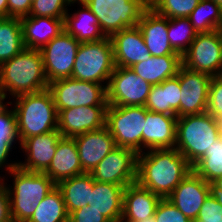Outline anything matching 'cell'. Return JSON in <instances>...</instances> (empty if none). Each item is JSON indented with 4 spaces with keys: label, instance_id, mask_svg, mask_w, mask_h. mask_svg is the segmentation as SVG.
Returning a JSON list of instances; mask_svg holds the SVG:
<instances>
[{
    "label": "cell",
    "instance_id": "47",
    "mask_svg": "<svg viewBox=\"0 0 222 222\" xmlns=\"http://www.w3.org/2000/svg\"><path fill=\"white\" fill-rule=\"evenodd\" d=\"M212 184L218 189L222 190V176L217 178L215 181L212 182Z\"/></svg>",
    "mask_w": 222,
    "mask_h": 222
},
{
    "label": "cell",
    "instance_id": "5",
    "mask_svg": "<svg viewBox=\"0 0 222 222\" xmlns=\"http://www.w3.org/2000/svg\"><path fill=\"white\" fill-rule=\"evenodd\" d=\"M8 174L14 178L13 187L7 182L3 184L9 194L12 220L27 222L42 199L56 187V183L45 173L26 171L19 166Z\"/></svg>",
    "mask_w": 222,
    "mask_h": 222
},
{
    "label": "cell",
    "instance_id": "9",
    "mask_svg": "<svg viewBox=\"0 0 222 222\" xmlns=\"http://www.w3.org/2000/svg\"><path fill=\"white\" fill-rule=\"evenodd\" d=\"M106 85L73 78L48 84L56 111L82 106H108Z\"/></svg>",
    "mask_w": 222,
    "mask_h": 222
},
{
    "label": "cell",
    "instance_id": "36",
    "mask_svg": "<svg viewBox=\"0 0 222 222\" xmlns=\"http://www.w3.org/2000/svg\"><path fill=\"white\" fill-rule=\"evenodd\" d=\"M73 3L74 0H33L29 16L64 19Z\"/></svg>",
    "mask_w": 222,
    "mask_h": 222
},
{
    "label": "cell",
    "instance_id": "20",
    "mask_svg": "<svg viewBox=\"0 0 222 222\" xmlns=\"http://www.w3.org/2000/svg\"><path fill=\"white\" fill-rule=\"evenodd\" d=\"M176 122L177 116L151 112L146 109V123L142 133V153L146 150L175 148Z\"/></svg>",
    "mask_w": 222,
    "mask_h": 222
},
{
    "label": "cell",
    "instance_id": "17",
    "mask_svg": "<svg viewBox=\"0 0 222 222\" xmlns=\"http://www.w3.org/2000/svg\"><path fill=\"white\" fill-rule=\"evenodd\" d=\"M61 138L58 129L25 138L20 143V148L26 157L24 162H18V166L26 171L44 173L51 164Z\"/></svg>",
    "mask_w": 222,
    "mask_h": 222
},
{
    "label": "cell",
    "instance_id": "43",
    "mask_svg": "<svg viewBox=\"0 0 222 222\" xmlns=\"http://www.w3.org/2000/svg\"><path fill=\"white\" fill-rule=\"evenodd\" d=\"M32 0H8V17L23 18L29 16Z\"/></svg>",
    "mask_w": 222,
    "mask_h": 222
},
{
    "label": "cell",
    "instance_id": "25",
    "mask_svg": "<svg viewBox=\"0 0 222 222\" xmlns=\"http://www.w3.org/2000/svg\"><path fill=\"white\" fill-rule=\"evenodd\" d=\"M181 88L176 76L151 87L145 108L148 111L180 117Z\"/></svg>",
    "mask_w": 222,
    "mask_h": 222
},
{
    "label": "cell",
    "instance_id": "6",
    "mask_svg": "<svg viewBox=\"0 0 222 222\" xmlns=\"http://www.w3.org/2000/svg\"><path fill=\"white\" fill-rule=\"evenodd\" d=\"M115 68L112 42L109 37L80 43L71 78L108 85Z\"/></svg>",
    "mask_w": 222,
    "mask_h": 222
},
{
    "label": "cell",
    "instance_id": "3",
    "mask_svg": "<svg viewBox=\"0 0 222 222\" xmlns=\"http://www.w3.org/2000/svg\"><path fill=\"white\" fill-rule=\"evenodd\" d=\"M16 132L19 143L25 138L45 134L58 129V113L48 89L23 94L14 98Z\"/></svg>",
    "mask_w": 222,
    "mask_h": 222
},
{
    "label": "cell",
    "instance_id": "41",
    "mask_svg": "<svg viewBox=\"0 0 222 222\" xmlns=\"http://www.w3.org/2000/svg\"><path fill=\"white\" fill-rule=\"evenodd\" d=\"M68 222H110L101 212L91 208L90 205L71 212Z\"/></svg>",
    "mask_w": 222,
    "mask_h": 222
},
{
    "label": "cell",
    "instance_id": "30",
    "mask_svg": "<svg viewBox=\"0 0 222 222\" xmlns=\"http://www.w3.org/2000/svg\"><path fill=\"white\" fill-rule=\"evenodd\" d=\"M24 48L20 18L4 17L0 21V65Z\"/></svg>",
    "mask_w": 222,
    "mask_h": 222
},
{
    "label": "cell",
    "instance_id": "12",
    "mask_svg": "<svg viewBox=\"0 0 222 222\" xmlns=\"http://www.w3.org/2000/svg\"><path fill=\"white\" fill-rule=\"evenodd\" d=\"M79 45L80 42L64 30L40 50L48 83L71 78Z\"/></svg>",
    "mask_w": 222,
    "mask_h": 222
},
{
    "label": "cell",
    "instance_id": "14",
    "mask_svg": "<svg viewBox=\"0 0 222 222\" xmlns=\"http://www.w3.org/2000/svg\"><path fill=\"white\" fill-rule=\"evenodd\" d=\"M211 76L181 65L178 79L181 88L180 117L207 111Z\"/></svg>",
    "mask_w": 222,
    "mask_h": 222
},
{
    "label": "cell",
    "instance_id": "26",
    "mask_svg": "<svg viewBox=\"0 0 222 222\" xmlns=\"http://www.w3.org/2000/svg\"><path fill=\"white\" fill-rule=\"evenodd\" d=\"M124 186L94 180L88 205L101 212L110 222L122 220Z\"/></svg>",
    "mask_w": 222,
    "mask_h": 222
},
{
    "label": "cell",
    "instance_id": "22",
    "mask_svg": "<svg viewBox=\"0 0 222 222\" xmlns=\"http://www.w3.org/2000/svg\"><path fill=\"white\" fill-rule=\"evenodd\" d=\"M161 197L137 182L127 185L123 192L121 222H135L155 214Z\"/></svg>",
    "mask_w": 222,
    "mask_h": 222
},
{
    "label": "cell",
    "instance_id": "1",
    "mask_svg": "<svg viewBox=\"0 0 222 222\" xmlns=\"http://www.w3.org/2000/svg\"><path fill=\"white\" fill-rule=\"evenodd\" d=\"M192 171V165L176 148L153 149L138 154L136 182L167 198Z\"/></svg>",
    "mask_w": 222,
    "mask_h": 222
},
{
    "label": "cell",
    "instance_id": "13",
    "mask_svg": "<svg viewBox=\"0 0 222 222\" xmlns=\"http://www.w3.org/2000/svg\"><path fill=\"white\" fill-rule=\"evenodd\" d=\"M137 157L134 150L116 146L90 174L95 181L126 187L137 180Z\"/></svg>",
    "mask_w": 222,
    "mask_h": 222
},
{
    "label": "cell",
    "instance_id": "8",
    "mask_svg": "<svg viewBox=\"0 0 222 222\" xmlns=\"http://www.w3.org/2000/svg\"><path fill=\"white\" fill-rule=\"evenodd\" d=\"M146 123L145 106L108 105L105 126L116 146L142 153V133Z\"/></svg>",
    "mask_w": 222,
    "mask_h": 222
},
{
    "label": "cell",
    "instance_id": "28",
    "mask_svg": "<svg viewBox=\"0 0 222 222\" xmlns=\"http://www.w3.org/2000/svg\"><path fill=\"white\" fill-rule=\"evenodd\" d=\"M181 65V55H162L151 56L148 60L134 64L131 68L137 76L153 86L176 76Z\"/></svg>",
    "mask_w": 222,
    "mask_h": 222
},
{
    "label": "cell",
    "instance_id": "19",
    "mask_svg": "<svg viewBox=\"0 0 222 222\" xmlns=\"http://www.w3.org/2000/svg\"><path fill=\"white\" fill-rule=\"evenodd\" d=\"M73 139L85 173H91L99 162L116 147L114 138L106 126L83 133Z\"/></svg>",
    "mask_w": 222,
    "mask_h": 222
},
{
    "label": "cell",
    "instance_id": "16",
    "mask_svg": "<svg viewBox=\"0 0 222 222\" xmlns=\"http://www.w3.org/2000/svg\"><path fill=\"white\" fill-rule=\"evenodd\" d=\"M211 194V184L194 171L190 172L167 197L191 221Z\"/></svg>",
    "mask_w": 222,
    "mask_h": 222
},
{
    "label": "cell",
    "instance_id": "18",
    "mask_svg": "<svg viewBox=\"0 0 222 222\" xmlns=\"http://www.w3.org/2000/svg\"><path fill=\"white\" fill-rule=\"evenodd\" d=\"M109 38L112 42L114 63L117 67H131L151 57L138 26L123 29Z\"/></svg>",
    "mask_w": 222,
    "mask_h": 222
},
{
    "label": "cell",
    "instance_id": "48",
    "mask_svg": "<svg viewBox=\"0 0 222 222\" xmlns=\"http://www.w3.org/2000/svg\"><path fill=\"white\" fill-rule=\"evenodd\" d=\"M135 222H156V218L153 215L150 218L140 219L139 221H135Z\"/></svg>",
    "mask_w": 222,
    "mask_h": 222
},
{
    "label": "cell",
    "instance_id": "44",
    "mask_svg": "<svg viewBox=\"0 0 222 222\" xmlns=\"http://www.w3.org/2000/svg\"><path fill=\"white\" fill-rule=\"evenodd\" d=\"M0 222H13L9 194L3 183H0Z\"/></svg>",
    "mask_w": 222,
    "mask_h": 222
},
{
    "label": "cell",
    "instance_id": "29",
    "mask_svg": "<svg viewBox=\"0 0 222 222\" xmlns=\"http://www.w3.org/2000/svg\"><path fill=\"white\" fill-rule=\"evenodd\" d=\"M61 191L68 215L90 201L94 179L90 173L66 178L56 184Z\"/></svg>",
    "mask_w": 222,
    "mask_h": 222
},
{
    "label": "cell",
    "instance_id": "38",
    "mask_svg": "<svg viewBox=\"0 0 222 222\" xmlns=\"http://www.w3.org/2000/svg\"><path fill=\"white\" fill-rule=\"evenodd\" d=\"M154 216L156 222H191L168 198H161Z\"/></svg>",
    "mask_w": 222,
    "mask_h": 222
},
{
    "label": "cell",
    "instance_id": "7",
    "mask_svg": "<svg viewBox=\"0 0 222 222\" xmlns=\"http://www.w3.org/2000/svg\"><path fill=\"white\" fill-rule=\"evenodd\" d=\"M96 16L106 37L126 28L136 27L144 11L150 6L147 0H81Z\"/></svg>",
    "mask_w": 222,
    "mask_h": 222
},
{
    "label": "cell",
    "instance_id": "34",
    "mask_svg": "<svg viewBox=\"0 0 222 222\" xmlns=\"http://www.w3.org/2000/svg\"><path fill=\"white\" fill-rule=\"evenodd\" d=\"M189 18H168V38L172 48L181 56L197 36Z\"/></svg>",
    "mask_w": 222,
    "mask_h": 222
},
{
    "label": "cell",
    "instance_id": "39",
    "mask_svg": "<svg viewBox=\"0 0 222 222\" xmlns=\"http://www.w3.org/2000/svg\"><path fill=\"white\" fill-rule=\"evenodd\" d=\"M6 102L0 108V140H18L14 109Z\"/></svg>",
    "mask_w": 222,
    "mask_h": 222
},
{
    "label": "cell",
    "instance_id": "21",
    "mask_svg": "<svg viewBox=\"0 0 222 222\" xmlns=\"http://www.w3.org/2000/svg\"><path fill=\"white\" fill-rule=\"evenodd\" d=\"M151 56L180 55L170 45L168 18L158 14L150 6L144 11L137 24Z\"/></svg>",
    "mask_w": 222,
    "mask_h": 222
},
{
    "label": "cell",
    "instance_id": "27",
    "mask_svg": "<svg viewBox=\"0 0 222 222\" xmlns=\"http://www.w3.org/2000/svg\"><path fill=\"white\" fill-rule=\"evenodd\" d=\"M80 4L76 13H66L64 17V30L80 43L100 41L106 36L101 31L96 16L90 11L84 2L74 0ZM82 8V9H81Z\"/></svg>",
    "mask_w": 222,
    "mask_h": 222
},
{
    "label": "cell",
    "instance_id": "10",
    "mask_svg": "<svg viewBox=\"0 0 222 222\" xmlns=\"http://www.w3.org/2000/svg\"><path fill=\"white\" fill-rule=\"evenodd\" d=\"M182 65L211 77L222 75V41L217 30L198 33L182 55Z\"/></svg>",
    "mask_w": 222,
    "mask_h": 222
},
{
    "label": "cell",
    "instance_id": "50",
    "mask_svg": "<svg viewBox=\"0 0 222 222\" xmlns=\"http://www.w3.org/2000/svg\"><path fill=\"white\" fill-rule=\"evenodd\" d=\"M214 1L216 4H218L222 8V0H211Z\"/></svg>",
    "mask_w": 222,
    "mask_h": 222
},
{
    "label": "cell",
    "instance_id": "23",
    "mask_svg": "<svg viewBox=\"0 0 222 222\" xmlns=\"http://www.w3.org/2000/svg\"><path fill=\"white\" fill-rule=\"evenodd\" d=\"M25 48L41 50L64 31V19L40 16L20 18Z\"/></svg>",
    "mask_w": 222,
    "mask_h": 222
},
{
    "label": "cell",
    "instance_id": "24",
    "mask_svg": "<svg viewBox=\"0 0 222 222\" xmlns=\"http://www.w3.org/2000/svg\"><path fill=\"white\" fill-rule=\"evenodd\" d=\"M44 173L56 184L63 179L85 173L73 138L62 137L60 139L51 164Z\"/></svg>",
    "mask_w": 222,
    "mask_h": 222
},
{
    "label": "cell",
    "instance_id": "46",
    "mask_svg": "<svg viewBox=\"0 0 222 222\" xmlns=\"http://www.w3.org/2000/svg\"><path fill=\"white\" fill-rule=\"evenodd\" d=\"M0 13L8 17V0H0Z\"/></svg>",
    "mask_w": 222,
    "mask_h": 222
},
{
    "label": "cell",
    "instance_id": "35",
    "mask_svg": "<svg viewBox=\"0 0 222 222\" xmlns=\"http://www.w3.org/2000/svg\"><path fill=\"white\" fill-rule=\"evenodd\" d=\"M200 0H152L149 5L166 18H188Z\"/></svg>",
    "mask_w": 222,
    "mask_h": 222
},
{
    "label": "cell",
    "instance_id": "42",
    "mask_svg": "<svg viewBox=\"0 0 222 222\" xmlns=\"http://www.w3.org/2000/svg\"><path fill=\"white\" fill-rule=\"evenodd\" d=\"M16 141H18V143H19V140H0V170L5 167V170L8 173H10L14 168L18 167V162H19L18 160H17V162L12 161L11 163H9L7 161L10 151H12L11 149L13 147H16V146H13V143L15 145ZM4 180H5V177L3 176L1 178V176H0V183L5 182Z\"/></svg>",
    "mask_w": 222,
    "mask_h": 222
},
{
    "label": "cell",
    "instance_id": "40",
    "mask_svg": "<svg viewBox=\"0 0 222 222\" xmlns=\"http://www.w3.org/2000/svg\"><path fill=\"white\" fill-rule=\"evenodd\" d=\"M191 222H222V205L210 194L200 208L198 217Z\"/></svg>",
    "mask_w": 222,
    "mask_h": 222
},
{
    "label": "cell",
    "instance_id": "11",
    "mask_svg": "<svg viewBox=\"0 0 222 222\" xmlns=\"http://www.w3.org/2000/svg\"><path fill=\"white\" fill-rule=\"evenodd\" d=\"M151 87L131 67L115 66L106 87L107 103L115 106H145Z\"/></svg>",
    "mask_w": 222,
    "mask_h": 222
},
{
    "label": "cell",
    "instance_id": "52",
    "mask_svg": "<svg viewBox=\"0 0 222 222\" xmlns=\"http://www.w3.org/2000/svg\"><path fill=\"white\" fill-rule=\"evenodd\" d=\"M4 18V16L0 13V21Z\"/></svg>",
    "mask_w": 222,
    "mask_h": 222
},
{
    "label": "cell",
    "instance_id": "45",
    "mask_svg": "<svg viewBox=\"0 0 222 222\" xmlns=\"http://www.w3.org/2000/svg\"><path fill=\"white\" fill-rule=\"evenodd\" d=\"M211 194L214 196L217 202L222 205V190H218L212 183H211Z\"/></svg>",
    "mask_w": 222,
    "mask_h": 222
},
{
    "label": "cell",
    "instance_id": "49",
    "mask_svg": "<svg viewBox=\"0 0 222 222\" xmlns=\"http://www.w3.org/2000/svg\"><path fill=\"white\" fill-rule=\"evenodd\" d=\"M217 31H218V33H219V35H220V37H221V41H222V19H221V21H220V24H219V26H218Z\"/></svg>",
    "mask_w": 222,
    "mask_h": 222
},
{
    "label": "cell",
    "instance_id": "31",
    "mask_svg": "<svg viewBox=\"0 0 222 222\" xmlns=\"http://www.w3.org/2000/svg\"><path fill=\"white\" fill-rule=\"evenodd\" d=\"M68 216L62 193L56 186L42 199L27 222H68Z\"/></svg>",
    "mask_w": 222,
    "mask_h": 222
},
{
    "label": "cell",
    "instance_id": "51",
    "mask_svg": "<svg viewBox=\"0 0 222 222\" xmlns=\"http://www.w3.org/2000/svg\"><path fill=\"white\" fill-rule=\"evenodd\" d=\"M3 101H4V98H3V96L0 94V108H1L2 105L4 104Z\"/></svg>",
    "mask_w": 222,
    "mask_h": 222
},
{
    "label": "cell",
    "instance_id": "33",
    "mask_svg": "<svg viewBox=\"0 0 222 222\" xmlns=\"http://www.w3.org/2000/svg\"><path fill=\"white\" fill-rule=\"evenodd\" d=\"M192 167L197 175L210 184L222 176V135Z\"/></svg>",
    "mask_w": 222,
    "mask_h": 222
},
{
    "label": "cell",
    "instance_id": "15",
    "mask_svg": "<svg viewBox=\"0 0 222 222\" xmlns=\"http://www.w3.org/2000/svg\"><path fill=\"white\" fill-rule=\"evenodd\" d=\"M107 106H82L59 110L58 131L62 137L74 138L105 126Z\"/></svg>",
    "mask_w": 222,
    "mask_h": 222
},
{
    "label": "cell",
    "instance_id": "4",
    "mask_svg": "<svg viewBox=\"0 0 222 222\" xmlns=\"http://www.w3.org/2000/svg\"><path fill=\"white\" fill-rule=\"evenodd\" d=\"M221 135V122L207 111L177 117L175 148L193 166Z\"/></svg>",
    "mask_w": 222,
    "mask_h": 222
},
{
    "label": "cell",
    "instance_id": "32",
    "mask_svg": "<svg viewBox=\"0 0 222 222\" xmlns=\"http://www.w3.org/2000/svg\"><path fill=\"white\" fill-rule=\"evenodd\" d=\"M197 33H209L218 29L222 8L211 0H200L188 17Z\"/></svg>",
    "mask_w": 222,
    "mask_h": 222
},
{
    "label": "cell",
    "instance_id": "37",
    "mask_svg": "<svg viewBox=\"0 0 222 222\" xmlns=\"http://www.w3.org/2000/svg\"><path fill=\"white\" fill-rule=\"evenodd\" d=\"M207 112L217 121L222 122V75L211 78Z\"/></svg>",
    "mask_w": 222,
    "mask_h": 222
},
{
    "label": "cell",
    "instance_id": "2",
    "mask_svg": "<svg viewBox=\"0 0 222 222\" xmlns=\"http://www.w3.org/2000/svg\"><path fill=\"white\" fill-rule=\"evenodd\" d=\"M48 84L40 50L24 48L0 65V94L4 100L7 94L15 98L43 91L48 89Z\"/></svg>",
    "mask_w": 222,
    "mask_h": 222
}]
</instances>
